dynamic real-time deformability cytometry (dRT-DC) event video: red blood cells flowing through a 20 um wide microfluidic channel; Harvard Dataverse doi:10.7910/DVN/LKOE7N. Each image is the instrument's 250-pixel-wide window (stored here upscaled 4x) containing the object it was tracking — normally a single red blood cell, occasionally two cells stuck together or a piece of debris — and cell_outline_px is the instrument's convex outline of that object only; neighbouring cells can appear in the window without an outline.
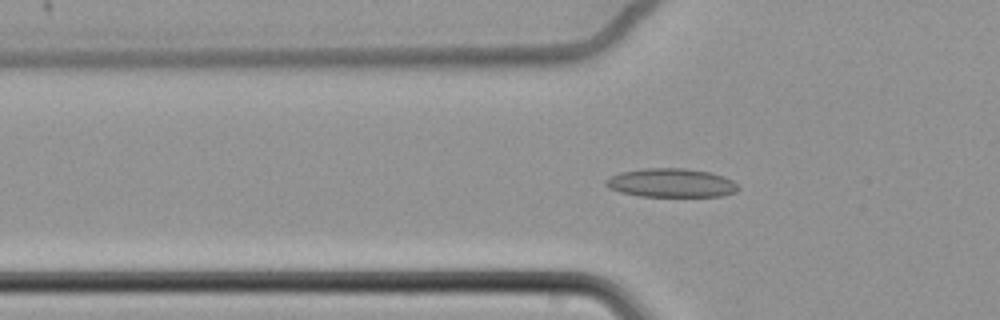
{"species": "common noctule bat (a hibernating species)", "species_latin": "Nyctalus noctula", "temperature_condition": "cold", "stored_images_in_passage": 55, "camera_frame_rate_fps": 3000, "um_per_image_px": 0.085, "animal": {"sex": "female", "body_mass_g": 22.7, "forearm_length_mm": 54.2}, "frame": {"image": 1, "passage_image": 15, "time_ms": 4.667, "image_size_px": [1000, 320], "cell_outline_px": [[740, 188], [736, 192], [724, 196], [640, 196], [620, 192], [608, 188], [604, 184], [612, 176], [620, 172], [644, 168], [684, 168], [712, 172], [724, 176], [732, 180]], "centroid_in_image_um": [57.09, 15.54], "position_along_channel_um": 68.7, "area_um2": 22.25}}
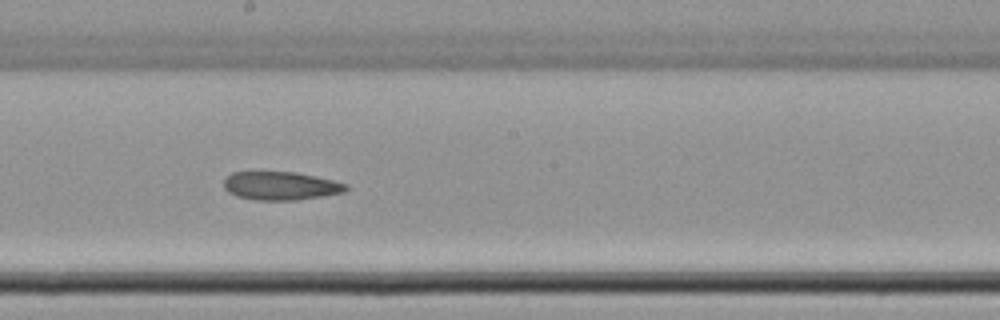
{"frame": {"image": 2, "passage_image": 29, "time_ms": 9.333, "image_size_px": [1000, 320], "cell_outline_px": [[348, 188], [344, 192], [324, 196], [296, 200], [256, 200], [236, 196], [228, 192], [224, 188], [224, 180], [232, 172], [296, 172], [316, 176], [348, 184]], "centroid_in_image_um": [23.87, 15.8], "position_along_channel_um": 224.3, "area_um2": 20.23}}
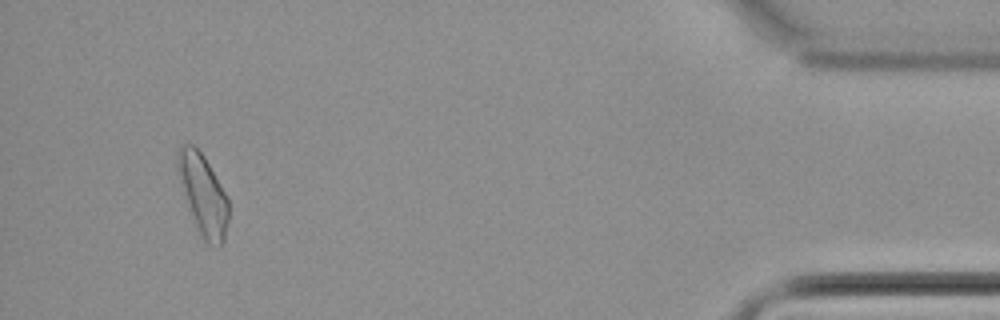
{"frame": {"image": 3, "passage_image": 52, "time_ms": 17.0, "image_size_px": [1000, 320], "cell_outline_px": [[228, 220], [224, 240], [220, 244], [208, 244], [204, 240], [188, 208], [176, 168], [176, 152], [180, 144], [192, 144], [204, 156], [220, 184], [228, 200]], "centroid_in_image_um": [17.23, 16.48], "position_along_channel_um": 418.0, "area_um2": 23.47}}